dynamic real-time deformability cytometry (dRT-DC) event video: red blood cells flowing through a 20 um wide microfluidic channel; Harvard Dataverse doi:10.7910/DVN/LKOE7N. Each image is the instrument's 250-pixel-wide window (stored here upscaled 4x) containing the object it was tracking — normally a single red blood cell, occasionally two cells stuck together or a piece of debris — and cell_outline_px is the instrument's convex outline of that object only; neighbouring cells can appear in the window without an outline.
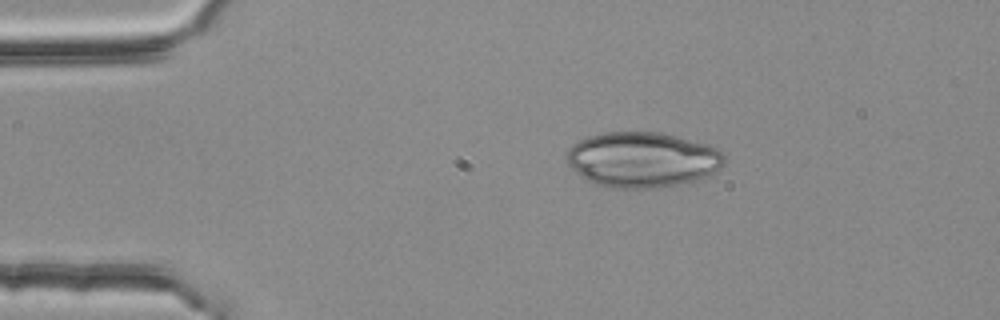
{"species": "common noctule bat (a hibernating species)", "species_latin": "Nyctalus noctula", "temperature_condition": "room temperature", "stored_images_in_passage": 2, "camera_frame_rate_fps": 3000, "um_per_image_px": 0.085, "animal": {"sex": "female", "body_mass_g": 25.1}, "frame": {"image": 1, "passage_image": 1, "time_ms": 0.0, "image_size_px": [1000, 320], "cell_outline_px": [[724, 164], [712, 172], [704, 176], [680, 184], [656, 188], [608, 188], [596, 184], [580, 176], [568, 164], [568, 148], [572, 144], [588, 136], [604, 132], [660, 132], [708, 144], [720, 148], [724, 152]], "centroid_in_image_um": [54.6, 13.56], "position_along_channel_um": 30.4, "area_um2": 50.81}}